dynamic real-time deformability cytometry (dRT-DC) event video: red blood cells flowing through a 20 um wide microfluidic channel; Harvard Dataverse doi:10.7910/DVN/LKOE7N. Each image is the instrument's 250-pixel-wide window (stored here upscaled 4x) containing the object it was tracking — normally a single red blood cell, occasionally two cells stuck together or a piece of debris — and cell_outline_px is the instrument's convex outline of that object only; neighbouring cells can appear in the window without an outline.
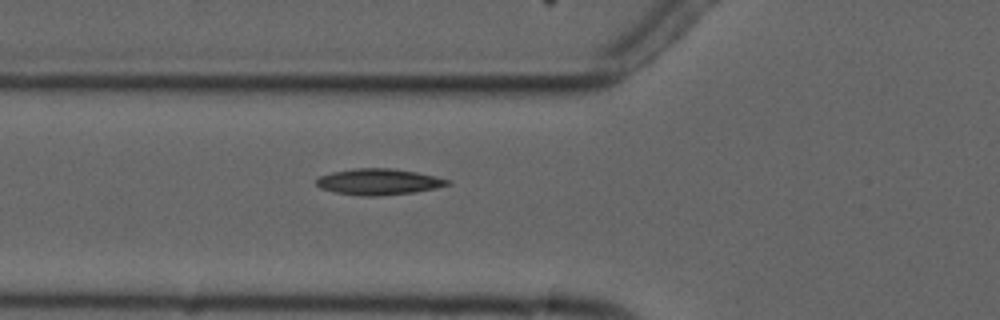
{"species": "common noctule bat (a hibernating species)", "species_latin": "Nyctalus noctula", "temperature_condition": "cold", "stored_images_in_passage": 6, "camera_frame_rate_fps": 3000, "um_per_image_px": 0.085, "animal": {"sex": "male", "forearm_length_mm": 52.5}, "frame": {"image": 1, "passage_image": 6, "time_ms": 7.333, "image_size_px": [1000, 320], "cell_outline_px": [[452, 184], [436, 188], [416, 192], [376, 196], [364, 196], [336, 192], [320, 188], [316, 184], [316, 180], [320, 176], [332, 172], [356, 168], [388, 168], [416, 172], [436, 176], [448, 180]], "centroid_in_image_um": [32.2, 15.45], "position_along_channel_um": 93.6, "area_um2": 19.83}}